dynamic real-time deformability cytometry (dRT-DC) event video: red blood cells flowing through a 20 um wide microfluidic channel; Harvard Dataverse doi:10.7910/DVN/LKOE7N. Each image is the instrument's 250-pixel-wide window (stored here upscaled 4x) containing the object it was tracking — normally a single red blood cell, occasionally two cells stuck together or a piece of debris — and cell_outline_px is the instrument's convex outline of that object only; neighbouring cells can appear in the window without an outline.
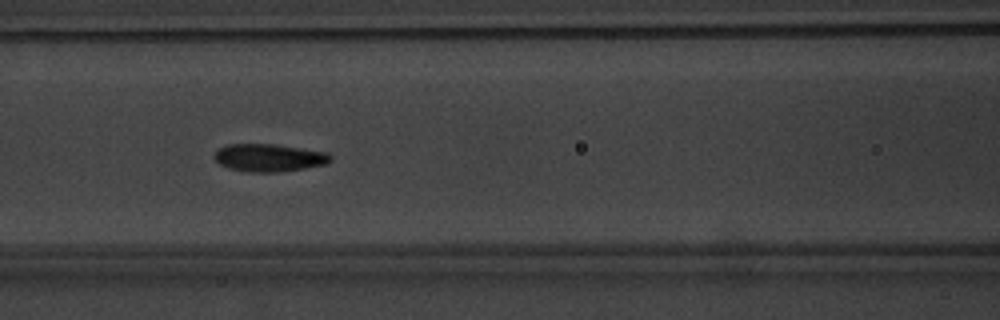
{"species": "common noctule bat (a hibernating species)", "species_latin": "Nyctalus noctula", "temperature_condition": "warm", "stored_images_in_passage": 32, "camera_frame_rate_fps": 3000, "um_per_image_px": 0.085, "animal": {"sex": "male", "body_mass_g": 20.1, "forearm_length_mm": 53.5}, "frame": {"image": 1, "passage_image": 14, "time_ms": 4.333, "image_size_px": [1000, 320], "cell_outline_px": [[332, 160], [328, 164], [304, 168], [276, 172], [248, 172], [228, 168], [220, 164], [212, 156], [220, 148], [228, 144], [272, 144], [328, 152], [332, 156]], "centroid_in_image_um": [22.89, 13.41], "position_along_channel_um": 143.7, "area_um2": 18.73}, "authors_computed_cell_mechanics": {"area_um2": 18.2937, "velocity_mm_per_s": 3.7878, "shape_relaxation_time_tau1_ms": 2.6124, "shape_relaxation_time_tau2_ms": 1.9016, "deformation_change_tau1": 0.1313, "deformation_change_tau2": 0.0861}}